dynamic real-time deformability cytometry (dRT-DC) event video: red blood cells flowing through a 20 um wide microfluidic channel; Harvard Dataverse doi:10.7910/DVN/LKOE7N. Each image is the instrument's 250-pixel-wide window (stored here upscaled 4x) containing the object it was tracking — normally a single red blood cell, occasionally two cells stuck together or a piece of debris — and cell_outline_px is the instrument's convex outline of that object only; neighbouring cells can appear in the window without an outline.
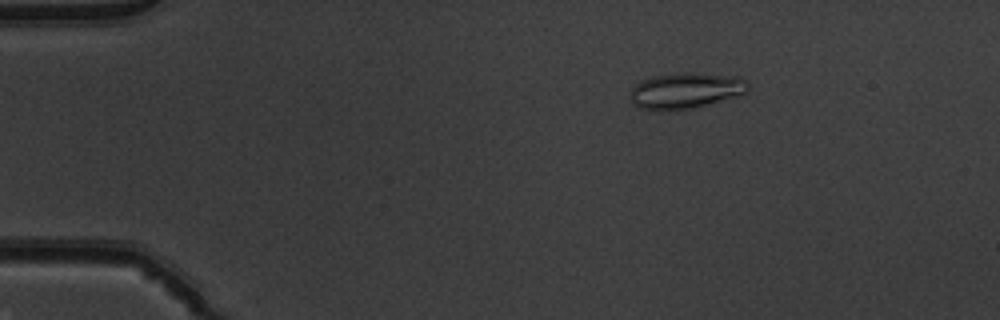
{"species": "common noctule bat (a hibernating species)", "species_latin": "Nyctalus noctula", "temperature_condition": "warm", "stored_images_in_passage": 52, "camera_frame_rate_fps": 3000, "um_per_image_px": 0.085, "animal": {"sex": "male", "body_mass_g": 19.5, "forearm_length_mm": 54.6}, "frame": {"image": 1, "passage_image": 9, "time_ms": 2.667, "image_size_px": [1000, 320], "cell_outline_px": [[748, 92], [740, 96], [692, 108], [636, 108], [632, 104], [632, 88], [636, 84], [652, 76], [684, 72], [692, 72], [736, 76], [744, 80], [748, 84]], "centroid_in_image_um": [58.35, 7.67], "position_along_channel_um": 26.7, "area_um2": 24.16}}
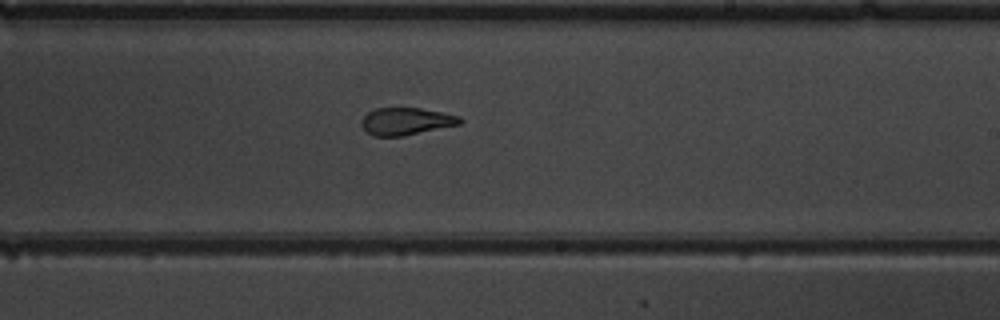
{"frame": {"image": 2, "passage_image": 32, "time_ms": 10.333, "image_size_px": [1000, 320], "cell_outline_px": [[464, 120], [460, 124], [400, 136], [372, 136], [360, 124], [360, 120], [368, 112], [376, 108], [420, 108], [460, 116]], "centroid_in_image_um": [34.5, 10.3], "position_along_channel_um": 254.5, "area_um2": 15.49}}
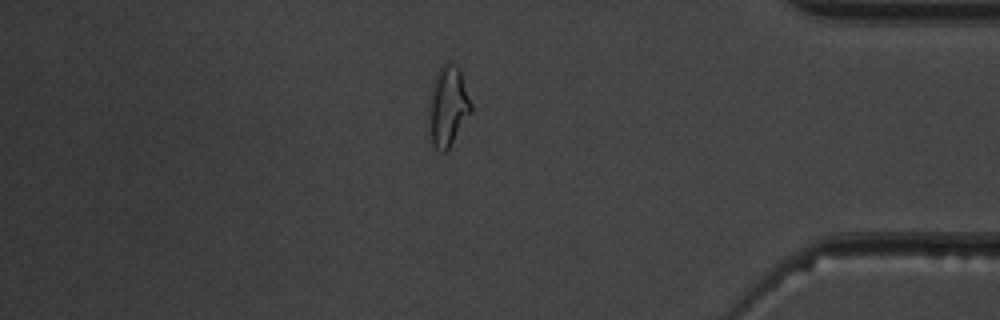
{"frame": {"image": 3, "passage_image": 45, "time_ms": 14.667, "image_size_px": [1000, 320], "cell_outline_px": [[472, 112], [448, 148], [444, 152], [440, 152], [432, 144], [428, 132], [428, 112], [432, 92], [436, 76], [440, 68], [444, 64], [448, 64], [460, 68], [472, 104]], "centroid_in_image_um": [38.08, 9.09], "position_along_channel_um": 397.1, "area_um2": 19.42}, "authors_computed_cell_mechanics": {"area_um2": 18.5249, "velocity_mm_per_s": 3.9256, "shape_relaxation_time_tau1_ms": null, "shape_relaxation_time_tau2_ms": 1.6943, "deformation_change_tau1": null, "deformation_change_tau2": 0.0959}}